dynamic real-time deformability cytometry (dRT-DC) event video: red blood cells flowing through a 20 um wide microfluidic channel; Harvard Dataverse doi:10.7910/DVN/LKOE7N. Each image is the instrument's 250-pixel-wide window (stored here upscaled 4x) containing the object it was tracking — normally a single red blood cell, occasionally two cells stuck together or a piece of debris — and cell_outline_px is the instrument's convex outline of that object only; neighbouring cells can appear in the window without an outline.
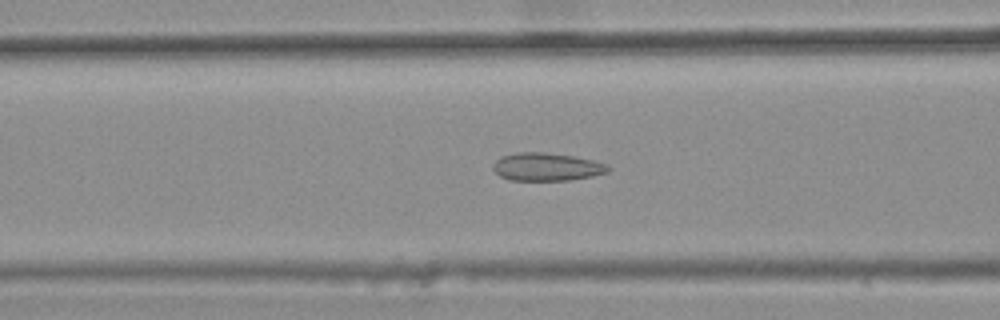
{"species": "common noctule bat (a hibernating species)", "species_latin": "Nyctalus noctula", "temperature_condition": "warm", "stored_images_in_passage": 33, "camera_frame_rate_fps": 3000, "um_per_image_px": 0.085, "animal": {"sex": "female", "body_mass_g": 25.1}, "frame": {"image": 1, "passage_image": 8, "time_ms": 2.333, "image_size_px": [1000, 320], "cell_outline_px": [[612, 168], [608, 172], [592, 176], [568, 180], [508, 180], [500, 176], [492, 168], [496, 160], [500, 156], [520, 152], [544, 152], [572, 156], [592, 160], [608, 164]], "centroid_in_image_um": [46.47, 14.18], "position_along_channel_um": 120.1, "area_um2": 18.73}}
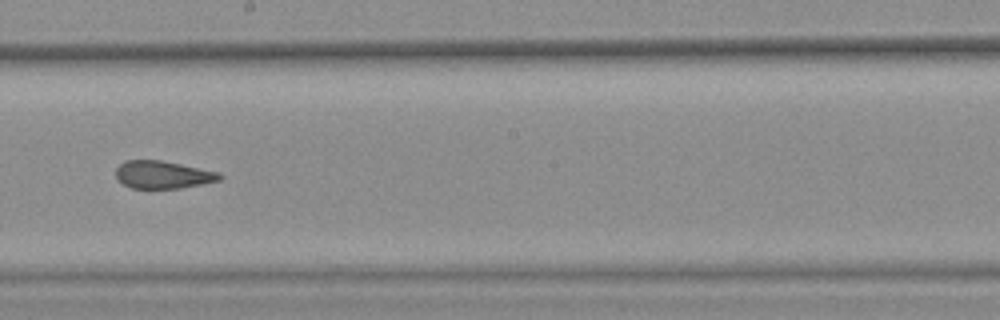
{"frame": {"image": 2, "passage_image": 17, "time_ms": 5.333, "image_size_px": [1000, 320], "cell_outline_px": [[224, 176], [220, 180], [204, 184], [180, 188], [132, 188], [116, 180], [116, 168], [124, 160], [160, 160], [220, 172]], "centroid_in_image_um": [13.85, 14.85], "position_along_channel_um": 234.3, "area_um2": 16.82}}
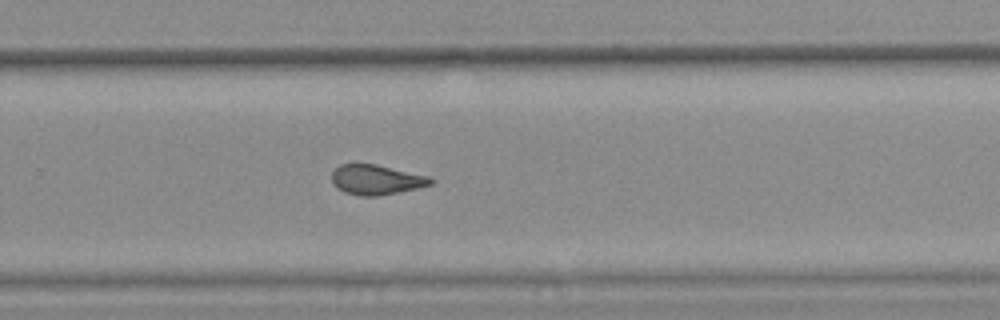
{"frame": {"image": 3, "passage_image": 22, "time_ms": 7.0, "image_size_px": [1000, 320], "cell_outline_px": [[436, 180], [432, 184], [416, 188], [380, 196], [360, 196], [344, 192], [336, 188], [332, 184], [332, 172], [340, 164], [376, 164], [432, 176]], "centroid_in_image_um": [32.01, 15.27], "position_along_channel_um": 297.8, "area_um2": 17.51}, "authors_computed_cell_mechanics": {"area_um2": 17.6868, "velocity_mm_per_s": 3.8147, "shape_relaxation_time_tau1_ms": null, "shape_relaxation_time_tau2_ms": 2.1786, "deformation_change_tau1": null, "deformation_change_tau2": 0.0744}}